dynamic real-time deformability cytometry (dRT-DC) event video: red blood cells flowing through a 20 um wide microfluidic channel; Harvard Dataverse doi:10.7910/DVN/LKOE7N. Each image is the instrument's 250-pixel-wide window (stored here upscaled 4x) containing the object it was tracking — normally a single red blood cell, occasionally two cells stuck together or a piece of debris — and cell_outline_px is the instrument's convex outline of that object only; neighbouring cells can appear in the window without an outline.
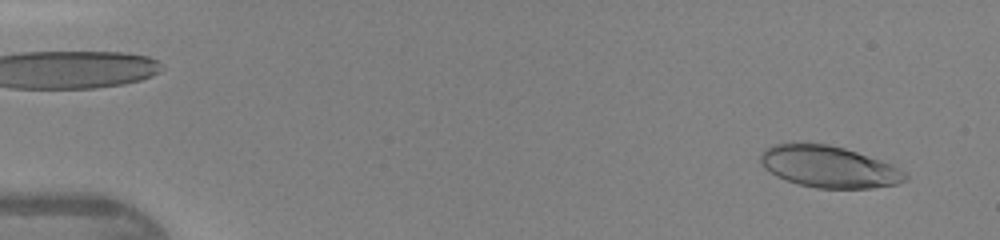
{"species": "human", "species_latin": "Homo sapiens", "temperature_condition": "warm", "stored_images_in_passage": 44, "camera_frame_rate_fps": 3000, "um_per_image_px": 0.085, "donor": {"sex": "female"}, "frame": {"image": 1, "passage_image": 2, "time_ms": 0.333, "image_size_px": [1000, 240], "cell_outline_px": [[908, 180], [896, 184], [872, 188], [816, 188], [784, 180], [776, 176], [764, 168], [760, 164], [760, 152], [764, 148], [772, 144], [828, 144], [844, 148], [892, 164], [908, 172]], "centroid_in_image_um": [70.45, 14.18], "position_along_channel_um": 14.5, "area_um2": 35.2}}
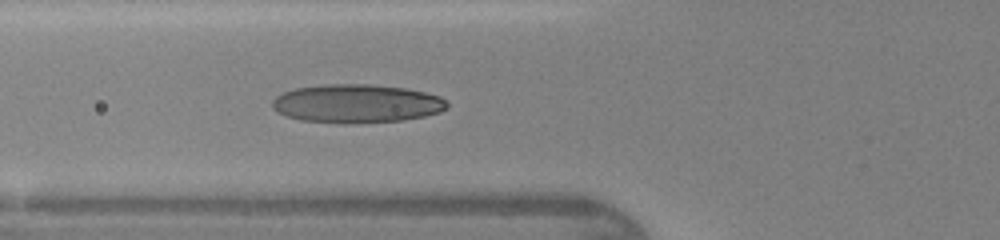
{"frame": {"image": 2, "passage_image": 16, "time_ms": 5.0, "image_size_px": [1000, 240], "cell_outline_px": [[448, 108], [440, 112], [424, 116], [404, 120], [344, 124], [300, 120], [276, 112], [272, 108], [272, 100], [276, 96], [284, 92], [296, 88], [328, 84], [368, 84], [408, 88], [440, 96], [448, 100]], "centroid_in_image_um": [30.34, 8.81], "position_along_channel_um": 95.5, "area_um2": 39.54}}
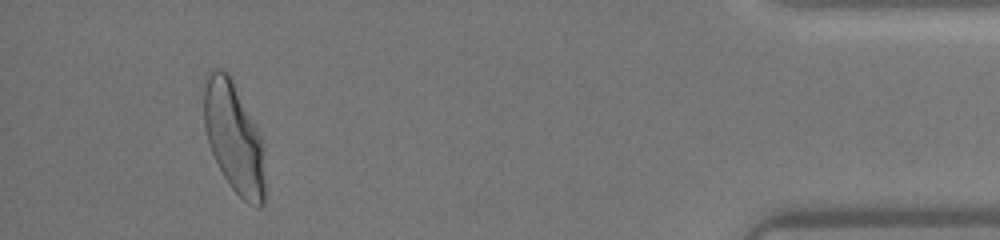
{"frame": {"image": 3, "passage_image": 41, "time_ms": 13.333, "image_size_px": [1000, 240], "cell_outline_px": [[264, 204], [260, 208], [256, 208], [248, 204], [232, 188], [224, 176], [208, 144], [204, 128], [204, 76], [208, 68], [220, 68], [228, 72], [260, 136], [264, 152]], "centroid_in_image_um": [19.85, 11.67], "position_along_channel_um": 415.3, "area_um2": 39.25}}